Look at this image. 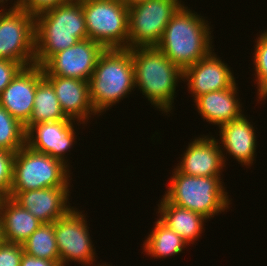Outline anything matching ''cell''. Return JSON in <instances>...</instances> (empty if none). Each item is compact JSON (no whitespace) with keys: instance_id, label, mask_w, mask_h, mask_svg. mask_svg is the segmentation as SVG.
Here are the masks:
<instances>
[{"instance_id":"1","label":"cell","mask_w":267,"mask_h":266,"mask_svg":"<svg viewBox=\"0 0 267 266\" xmlns=\"http://www.w3.org/2000/svg\"><path fill=\"white\" fill-rule=\"evenodd\" d=\"M194 12L183 4L166 25L162 39L156 46L182 70L214 50L209 23L205 17Z\"/></svg>"},{"instance_id":"2","label":"cell","mask_w":267,"mask_h":266,"mask_svg":"<svg viewBox=\"0 0 267 266\" xmlns=\"http://www.w3.org/2000/svg\"><path fill=\"white\" fill-rule=\"evenodd\" d=\"M81 0H73L35 17V64L42 66L52 55L87 39Z\"/></svg>"},{"instance_id":"3","label":"cell","mask_w":267,"mask_h":266,"mask_svg":"<svg viewBox=\"0 0 267 266\" xmlns=\"http://www.w3.org/2000/svg\"><path fill=\"white\" fill-rule=\"evenodd\" d=\"M134 65L135 89L162 113L173 109L175 91L179 80L183 81V70L172 63L157 47L131 49Z\"/></svg>"},{"instance_id":"4","label":"cell","mask_w":267,"mask_h":266,"mask_svg":"<svg viewBox=\"0 0 267 266\" xmlns=\"http://www.w3.org/2000/svg\"><path fill=\"white\" fill-rule=\"evenodd\" d=\"M134 88L131 49H105L99 56L89 80L90 101L97 115L100 116L119 103Z\"/></svg>"},{"instance_id":"5","label":"cell","mask_w":267,"mask_h":266,"mask_svg":"<svg viewBox=\"0 0 267 266\" xmlns=\"http://www.w3.org/2000/svg\"><path fill=\"white\" fill-rule=\"evenodd\" d=\"M164 197L172 204L211 219L229 209L231 200L221 176H189L173 169Z\"/></svg>"},{"instance_id":"6","label":"cell","mask_w":267,"mask_h":266,"mask_svg":"<svg viewBox=\"0 0 267 266\" xmlns=\"http://www.w3.org/2000/svg\"><path fill=\"white\" fill-rule=\"evenodd\" d=\"M68 168L61 160L35 151L25 144L15 152L9 198L22 191L70 187L71 173Z\"/></svg>"},{"instance_id":"7","label":"cell","mask_w":267,"mask_h":266,"mask_svg":"<svg viewBox=\"0 0 267 266\" xmlns=\"http://www.w3.org/2000/svg\"><path fill=\"white\" fill-rule=\"evenodd\" d=\"M88 38L105 49L128 48V4L124 0H81Z\"/></svg>"},{"instance_id":"8","label":"cell","mask_w":267,"mask_h":266,"mask_svg":"<svg viewBox=\"0 0 267 266\" xmlns=\"http://www.w3.org/2000/svg\"><path fill=\"white\" fill-rule=\"evenodd\" d=\"M181 0H144L128 5V48L156 47Z\"/></svg>"},{"instance_id":"9","label":"cell","mask_w":267,"mask_h":266,"mask_svg":"<svg viewBox=\"0 0 267 266\" xmlns=\"http://www.w3.org/2000/svg\"><path fill=\"white\" fill-rule=\"evenodd\" d=\"M0 59L35 64V18L17 5L0 9Z\"/></svg>"},{"instance_id":"10","label":"cell","mask_w":267,"mask_h":266,"mask_svg":"<svg viewBox=\"0 0 267 266\" xmlns=\"http://www.w3.org/2000/svg\"><path fill=\"white\" fill-rule=\"evenodd\" d=\"M82 212L72 208L64 217L54 222L60 263L63 266L72 261L79 262L82 266H91L96 262L86 215Z\"/></svg>"},{"instance_id":"11","label":"cell","mask_w":267,"mask_h":266,"mask_svg":"<svg viewBox=\"0 0 267 266\" xmlns=\"http://www.w3.org/2000/svg\"><path fill=\"white\" fill-rule=\"evenodd\" d=\"M105 48L89 38L52 55L41 67L43 76H59L89 81Z\"/></svg>"},{"instance_id":"12","label":"cell","mask_w":267,"mask_h":266,"mask_svg":"<svg viewBox=\"0 0 267 266\" xmlns=\"http://www.w3.org/2000/svg\"><path fill=\"white\" fill-rule=\"evenodd\" d=\"M43 78L40 65L23 67L0 94V105L22 125L29 121L37 84Z\"/></svg>"},{"instance_id":"13","label":"cell","mask_w":267,"mask_h":266,"mask_svg":"<svg viewBox=\"0 0 267 266\" xmlns=\"http://www.w3.org/2000/svg\"><path fill=\"white\" fill-rule=\"evenodd\" d=\"M75 122L79 123L78 126L84 124L75 120H61L33 125L26 132V145L35 151L57 158L68 166L65 154L77 142Z\"/></svg>"},{"instance_id":"14","label":"cell","mask_w":267,"mask_h":266,"mask_svg":"<svg viewBox=\"0 0 267 266\" xmlns=\"http://www.w3.org/2000/svg\"><path fill=\"white\" fill-rule=\"evenodd\" d=\"M212 50L207 56L183 70L193 100L200 95L230 88L235 83L231 68Z\"/></svg>"},{"instance_id":"15","label":"cell","mask_w":267,"mask_h":266,"mask_svg":"<svg viewBox=\"0 0 267 266\" xmlns=\"http://www.w3.org/2000/svg\"><path fill=\"white\" fill-rule=\"evenodd\" d=\"M188 144L180 163L175 167L189 176H221L226 157L220 143L211 135L197 137Z\"/></svg>"},{"instance_id":"16","label":"cell","mask_w":267,"mask_h":266,"mask_svg":"<svg viewBox=\"0 0 267 266\" xmlns=\"http://www.w3.org/2000/svg\"><path fill=\"white\" fill-rule=\"evenodd\" d=\"M69 190V187H50L22 191L11 199L42 223H54L74 208L69 203Z\"/></svg>"},{"instance_id":"17","label":"cell","mask_w":267,"mask_h":266,"mask_svg":"<svg viewBox=\"0 0 267 266\" xmlns=\"http://www.w3.org/2000/svg\"><path fill=\"white\" fill-rule=\"evenodd\" d=\"M53 86L64 114L75 121L88 122L97 113L90 101L89 81L77 78L44 76Z\"/></svg>"},{"instance_id":"18","label":"cell","mask_w":267,"mask_h":266,"mask_svg":"<svg viewBox=\"0 0 267 266\" xmlns=\"http://www.w3.org/2000/svg\"><path fill=\"white\" fill-rule=\"evenodd\" d=\"M243 114L240 118L227 122L219 127V136L226 153L241 165L251 166L256 155V130Z\"/></svg>"},{"instance_id":"19","label":"cell","mask_w":267,"mask_h":266,"mask_svg":"<svg viewBox=\"0 0 267 266\" xmlns=\"http://www.w3.org/2000/svg\"><path fill=\"white\" fill-rule=\"evenodd\" d=\"M236 85L235 82L228 89L209 92L194 100L197 111L204 121L220 127L243 115L242 104L237 97L238 87Z\"/></svg>"},{"instance_id":"20","label":"cell","mask_w":267,"mask_h":266,"mask_svg":"<svg viewBox=\"0 0 267 266\" xmlns=\"http://www.w3.org/2000/svg\"><path fill=\"white\" fill-rule=\"evenodd\" d=\"M0 220L5 242L22 244L42 224L9 197L0 198Z\"/></svg>"},{"instance_id":"21","label":"cell","mask_w":267,"mask_h":266,"mask_svg":"<svg viewBox=\"0 0 267 266\" xmlns=\"http://www.w3.org/2000/svg\"><path fill=\"white\" fill-rule=\"evenodd\" d=\"M159 220L180 235L189 245L200 238L206 218L170 203L164 196L158 204Z\"/></svg>"},{"instance_id":"22","label":"cell","mask_w":267,"mask_h":266,"mask_svg":"<svg viewBox=\"0 0 267 266\" xmlns=\"http://www.w3.org/2000/svg\"><path fill=\"white\" fill-rule=\"evenodd\" d=\"M61 120L72 119L64 114L53 86L43 78L37 84L34 107L29 121L24 125L25 132L38 123Z\"/></svg>"},{"instance_id":"23","label":"cell","mask_w":267,"mask_h":266,"mask_svg":"<svg viewBox=\"0 0 267 266\" xmlns=\"http://www.w3.org/2000/svg\"><path fill=\"white\" fill-rule=\"evenodd\" d=\"M143 243L145 253L153 258H166L183 252L189 244L159 219Z\"/></svg>"},{"instance_id":"24","label":"cell","mask_w":267,"mask_h":266,"mask_svg":"<svg viewBox=\"0 0 267 266\" xmlns=\"http://www.w3.org/2000/svg\"><path fill=\"white\" fill-rule=\"evenodd\" d=\"M22 245L24 252L28 255L60 262L54 223H42Z\"/></svg>"},{"instance_id":"25","label":"cell","mask_w":267,"mask_h":266,"mask_svg":"<svg viewBox=\"0 0 267 266\" xmlns=\"http://www.w3.org/2000/svg\"><path fill=\"white\" fill-rule=\"evenodd\" d=\"M26 144L24 125L0 105V148L17 152Z\"/></svg>"},{"instance_id":"26","label":"cell","mask_w":267,"mask_h":266,"mask_svg":"<svg viewBox=\"0 0 267 266\" xmlns=\"http://www.w3.org/2000/svg\"><path fill=\"white\" fill-rule=\"evenodd\" d=\"M254 46V69L257 84V96L262 99L267 95V30H265L255 41Z\"/></svg>"},{"instance_id":"27","label":"cell","mask_w":267,"mask_h":266,"mask_svg":"<svg viewBox=\"0 0 267 266\" xmlns=\"http://www.w3.org/2000/svg\"><path fill=\"white\" fill-rule=\"evenodd\" d=\"M15 152L0 148V198L9 197Z\"/></svg>"},{"instance_id":"28","label":"cell","mask_w":267,"mask_h":266,"mask_svg":"<svg viewBox=\"0 0 267 266\" xmlns=\"http://www.w3.org/2000/svg\"><path fill=\"white\" fill-rule=\"evenodd\" d=\"M69 1L73 0H19L16 5L35 18L39 14L54 9L58 5H62Z\"/></svg>"},{"instance_id":"29","label":"cell","mask_w":267,"mask_h":266,"mask_svg":"<svg viewBox=\"0 0 267 266\" xmlns=\"http://www.w3.org/2000/svg\"><path fill=\"white\" fill-rule=\"evenodd\" d=\"M23 253L22 244L4 241L0 245V266H20Z\"/></svg>"},{"instance_id":"30","label":"cell","mask_w":267,"mask_h":266,"mask_svg":"<svg viewBox=\"0 0 267 266\" xmlns=\"http://www.w3.org/2000/svg\"><path fill=\"white\" fill-rule=\"evenodd\" d=\"M23 68L20 63L8 59H0V94Z\"/></svg>"},{"instance_id":"31","label":"cell","mask_w":267,"mask_h":266,"mask_svg":"<svg viewBox=\"0 0 267 266\" xmlns=\"http://www.w3.org/2000/svg\"><path fill=\"white\" fill-rule=\"evenodd\" d=\"M20 266H63L60 262L37 258L27 253H23Z\"/></svg>"},{"instance_id":"32","label":"cell","mask_w":267,"mask_h":266,"mask_svg":"<svg viewBox=\"0 0 267 266\" xmlns=\"http://www.w3.org/2000/svg\"><path fill=\"white\" fill-rule=\"evenodd\" d=\"M4 242L2 222L0 220V245Z\"/></svg>"},{"instance_id":"33","label":"cell","mask_w":267,"mask_h":266,"mask_svg":"<svg viewBox=\"0 0 267 266\" xmlns=\"http://www.w3.org/2000/svg\"><path fill=\"white\" fill-rule=\"evenodd\" d=\"M128 5H131V4H135L137 2H140V1H144V0H124Z\"/></svg>"},{"instance_id":"34","label":"cell","mask_w":267,"mask_h":266,"mask_svg":"<svg viewBox=\"0 0 267 266\" xmlns=\"http://www.w3.org/2000/svg\"><path fill=\"white\" fill-rule=\"evenodd\" d=\"M7 1H9V0H0V5H3V4H5V2L7 3ZM13 1V0H12ZM19 2V0H14V3H13V5H16L17 3Z\"/></svg>"},{"instance_id":"35","label":"cell","mask_w":267,"mask_h":266,"mask_svg":"<svg viewBox=\"0 0 267 266\" xmlns=\"http://www.w3.org/2000/svg\"><path fill=\"white\" fill-rule=\"evenodd\" d=\"M95 266H111L110 264L108 265V264H106V263H102L101 265H100V263L97 265H95Z\"/></svg>"}]
</instances>
